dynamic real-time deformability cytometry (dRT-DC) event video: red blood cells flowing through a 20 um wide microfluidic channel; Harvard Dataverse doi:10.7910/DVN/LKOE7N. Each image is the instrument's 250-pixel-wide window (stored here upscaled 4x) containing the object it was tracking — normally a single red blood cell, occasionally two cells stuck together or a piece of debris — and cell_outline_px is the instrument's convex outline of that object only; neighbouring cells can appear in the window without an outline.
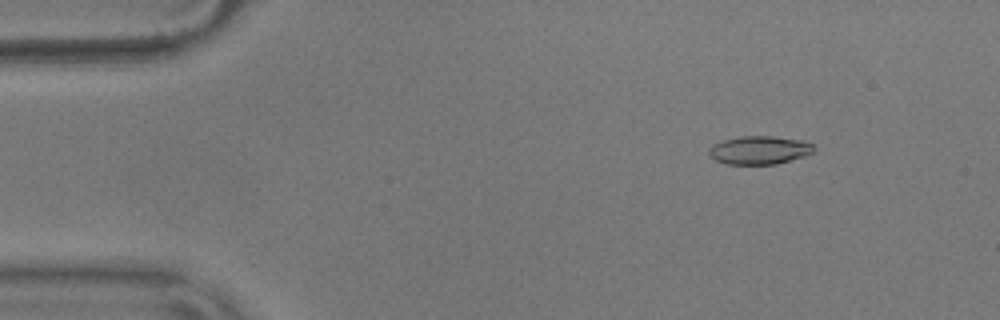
{"species": "common noctule bat (a hibernating species)", "species_latin": "Nyctalus noctula", "temperature_condition": "warm", "stored_images_in_passage": 53, "camera_frame_rate_fps": 3000, "um_per_image_px": 0.085, "animal": {"sex": "male", "body_mass_g": 17.9}, "frame": {"image": 1, "passage_image": 4, "time_ms": 1.0, "image_size_px": [1000, 320], "cell_outline_px": [[816, 148], [812, 152], [804, 156], [776, 164], [724, 164], [716, 160], [708, 152], [708, 148], [712, 144], [724, 140], [740, 136], [772, 136], [800, 140], [812, 144]], "centroid_in_image_um": [64.52, 12.76], "position_along_channel_um": 20.5, "area_um2": 17.22}}
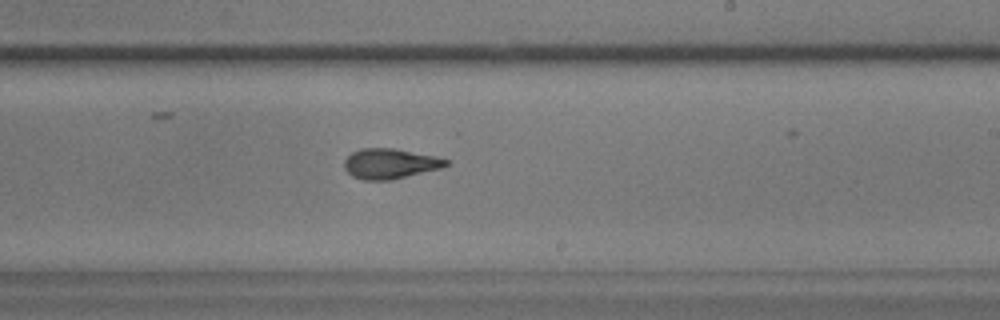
{"frame": {"image": 2, "passage_image": 30, "time_ms": 9.667, "image_size_px": [1000, 320], "cell_outline_px": [[448, 164], [440, 168], [388, 180], [364, 180], [352, 176], [344, 168], [344, 160], [352, 152], [360, 148], [392, 148], [436, 156], [448, 160]], "centroid_in_image_um": [33.11, 13.9], "position_along_channel_um": 255.9, "area_um2": 17.63}}
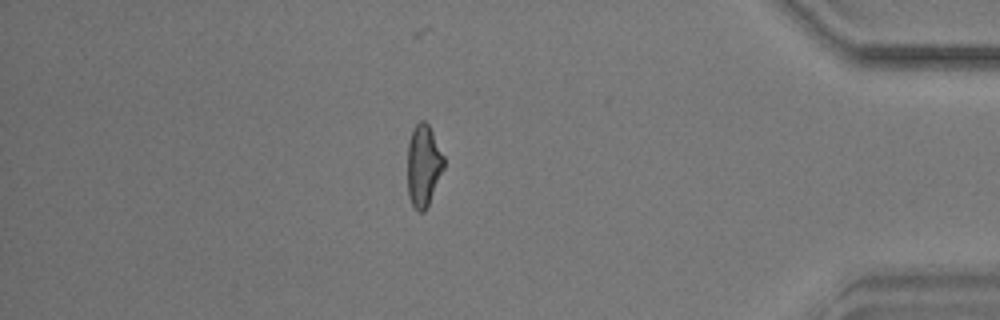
{"frame": {"image": 3, "passage_image": 45, "time_ms": 14.667, "image_size_px": [1000, 320], "cell_outline_px": [[444, 168], [428, 204], [424, 212], [420, 212], [412, 204], [408, 196], [408, 140], [412, 128], [420, 120], [424, 120], [428, 124], [444, 156]], "centroid_in_image_um": [35.98, 14.03], "position_along_channel_um": 399.2, "area_um2": 17.22}, "authors_computed_cell_mechanics": {"area_um2": 17.918, "velocity_mm_per_s": 3.6269, "shape_relaxation_time_tau1_ms": 5.7622, "shape_relaxation_time_tau2_ms": 1.2956, "deformation_change_tau1": 0.1724, "deformation_change_tau2": 0.0743}}